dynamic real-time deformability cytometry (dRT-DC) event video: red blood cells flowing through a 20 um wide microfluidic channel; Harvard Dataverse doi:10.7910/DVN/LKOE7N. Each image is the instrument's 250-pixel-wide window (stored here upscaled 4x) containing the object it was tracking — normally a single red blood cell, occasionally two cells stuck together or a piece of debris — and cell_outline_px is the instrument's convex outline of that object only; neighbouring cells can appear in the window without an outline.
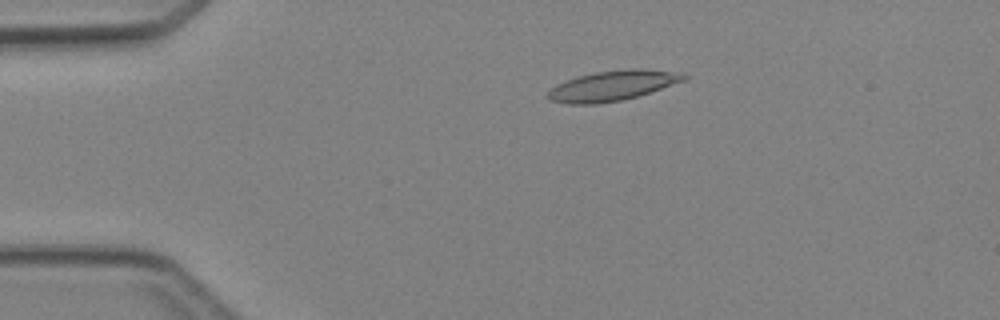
{"species": "Egyptian fruit bat (a non-hibernating species)", "species_latin": "Rousettus aegyptiacus", "temperature_condition": "cold", "stored_images_in_passage": 3, "camera_frame_rate_fps": 3000, "um_per_image_px": 0.085, "animal": {"sex": "female"}, "frame": {"image": 1, "passage_image": 2, "time_ms": 1.333, "image_size_px": [1000, 320], "cell_outline_px": [[688, 80], [624, 100], [596, 104], [568, 104], [548, 100], [544, 96], [556, 84], [580, 76], [596, 72], [628, 68], [640, 68], [680, 72], [688, 76]], "centroid_in_image_um": [52.09, 7.28], "position_along_channel_um": 32.9, "area_um2": 24.04}}